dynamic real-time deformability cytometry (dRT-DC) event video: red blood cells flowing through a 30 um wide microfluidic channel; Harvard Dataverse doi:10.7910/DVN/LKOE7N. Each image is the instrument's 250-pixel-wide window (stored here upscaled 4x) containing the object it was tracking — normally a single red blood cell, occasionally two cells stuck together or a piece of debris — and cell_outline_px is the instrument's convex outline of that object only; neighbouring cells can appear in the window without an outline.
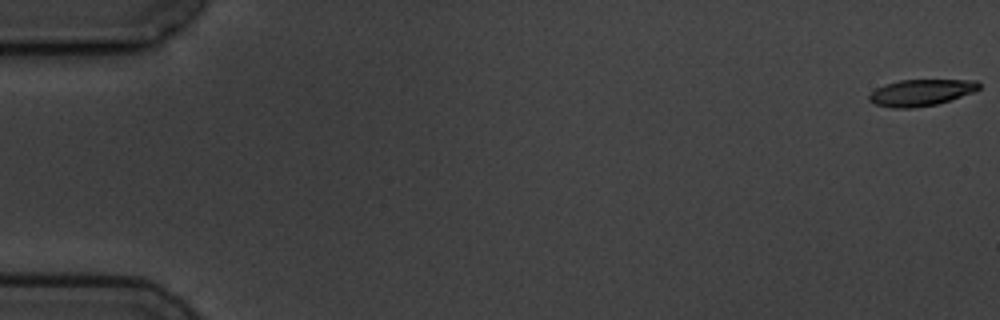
{"species": "common noctule bat (a hibernating species)", "species_latin": "Nyctalus noctula", "temperature_condition": "cold", "stored_images_in_passage": 5, "camera_frame_rate_fps": 3000, "um_per_image_px": 0.085, "animal": {"sex": "male", "body_mass_g": 19.5, "forearm_length_mm": 54.6}, "frame": {"image": 1, "passage_image": 1, "time_ms": 0.0, "image_size_px": [1000, 320], "cell_outline_px": [[980, 88], [976, 92], [936, 104], [912, 108], [892, 108], [876, 104], [868, 100], [868, 96], [876, 88], [884, 84], [900, 80], [976, 80], [980, 84]], "centroid_in_image_um": [78.3, 7.86], "position_along_channel_um": 6.7, "area_um2": 16.99}}
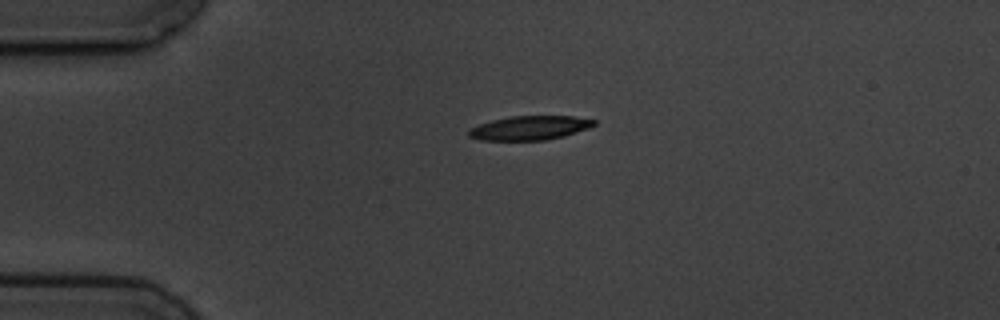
{"frame": {"image": 2, "passage_image": 4, "time_ms": 4.333, "image_size_px": [1000, 320], "cell_outline_px": [[596, 124], [588, 128], [564, 136], [544, 140], [480, 140], [468, 136], [468, 128], [492, 120], [512, 116], [572, 116], [596, 120]], "centroid_in_image_um": [45.0, 10.87], "position_along_channel_um": 40.0, "area_um2": 17.51}}